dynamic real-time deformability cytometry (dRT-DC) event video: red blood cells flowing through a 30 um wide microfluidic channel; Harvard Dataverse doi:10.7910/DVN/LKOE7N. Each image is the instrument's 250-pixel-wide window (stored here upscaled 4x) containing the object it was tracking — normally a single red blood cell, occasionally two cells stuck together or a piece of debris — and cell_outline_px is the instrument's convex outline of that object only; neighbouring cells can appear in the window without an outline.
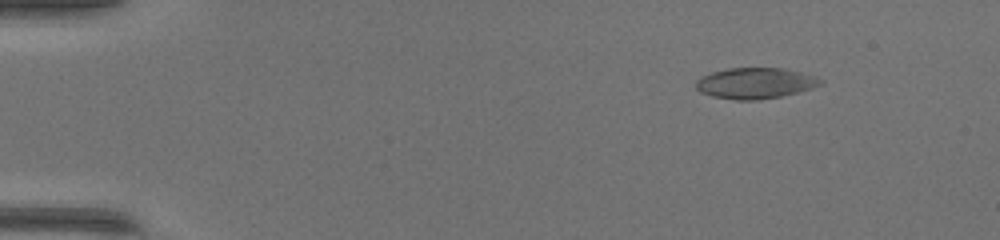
{"species": "common noctule bat (a hibernating species)", "species_latin": "Nyctalus noctula", "temperature_condition": "warm", "stored_images_in_passage": 44, "camera_frame_rate_fps": 3000, "um_per_image_px": 0.085, "animal": {"sex": "female", "body_mass_g": 17.0, "forearm_length_mm": 48.0}, "frame": {"image": 1, "passage_image": 1, "time_ms": 0.0, "image_size_px": [1000, 240], "cell_outline_px": [[824, 80], [820, 84], [812, 88], [780, 96], [756, 100], [736, 100], [712, 96], [700, 92], [696, 88], [696, 80], [700, 76], [712, 72], [728, 68], [780, 68], [800, 72], [816, 76]], "centroid_in_image_um": [64.16, 7.06], "position_along_channel_um": 20.8, "area_um2": 22.31}}
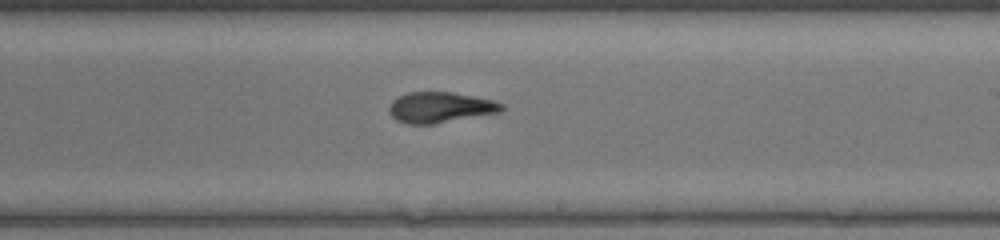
{"frame": {"image": 2, "passage_image": 25, "time_ms": 8.0, "image_size_px": [1000, 240], "cell_outline_px": [[504, 108], [500, 112], [432, 124], [408, 124], [396, 120], [388, 112], [388, 108], [392, 100], [408, 92], [452, 92], [476, 96], [492, 100], [504, 104]], "centroid_in_image_um": [37.4, 9.12], "position_along_channel_um": 251.6, "area_um2": 20.11}}
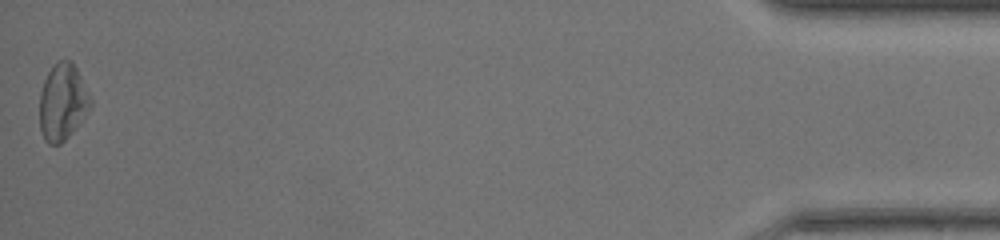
{"frame": {"image": 3, "passage_image": 44, "time_ms": 14.333, "image_size_px": [1000, 240], "cell_outline_px": [[92, 104], [68, 136], [60, 144], [48, 144], [44, 140], [40, 128], [40, 92], [44, 80], [52, 64], [56, 60], [72, 60], [92, 100]], "centroid_in_image_um": [5.29, 8.64], "position_along_channel_um": 429.9, "area_um2": 22.43}, "authors_computed_cell_mechanics": {"area_um2": 21.1837, "velocity_mm_per_s": 4.2723, "shape_relaxation_time_tau1_ms": 9.3386, "shape_relaxation_time_tau2_ms": 5.2497, "deformation_change_tau1": 0.245, "deformation_change_tau2": 0.1576}}